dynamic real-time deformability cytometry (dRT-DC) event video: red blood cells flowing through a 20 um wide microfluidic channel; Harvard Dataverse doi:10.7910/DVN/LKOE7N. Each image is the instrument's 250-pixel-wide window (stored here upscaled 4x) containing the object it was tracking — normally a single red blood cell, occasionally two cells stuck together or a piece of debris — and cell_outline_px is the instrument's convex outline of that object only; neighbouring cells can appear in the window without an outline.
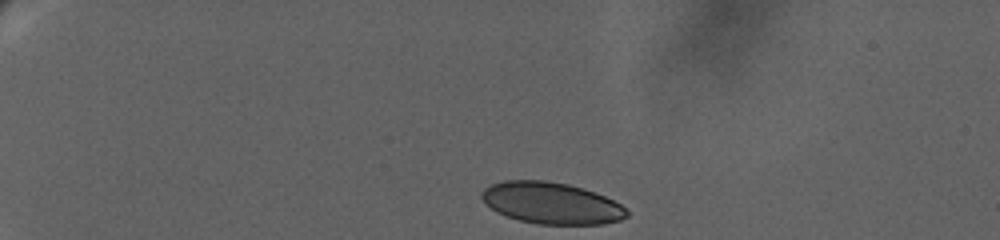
{"species": "human", "species_latin": "Homo sapiens", "temperature_condition": "warm", "stored_images_in_passage": 37, "camera_frame_rate_fps": 3000, "um_per_image_px": 0.085, "donor": {"sex": "female"}, "frame": {"image": 1, "passage_image": 1, "time_ms": 0.0, "image_size_px": [1000, 240], "cell_outline_px": [[628, 216], [620, 220], [604, 224], [536, 224], [520, 220], [496, 212], [484, 204], [480, 196], [480, 192], [484, 188], [492, 184], [504, 180], [544, 180], [568, 184], [584, 188], [596, 192], [620, 204], [628, 212]], "centroid_in_image_um": [46.83, 17.26], "position_along_channel_um": 38.2, "area_um2": 35.32}}
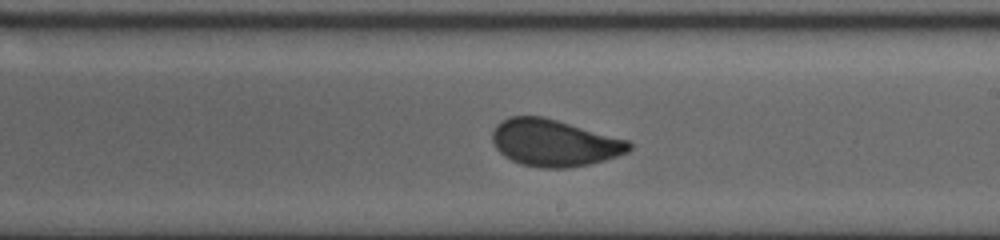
{"frame": {"image": 2, "passage_image": 20, "time_ms": 10.333, "image_size_px": [1000, 240], "cell_outline_px": [[632, 148], [628, 152], [604, 160], [588, 164], [568, 168], [540, 168], [520, 164], [504, 156], [496, 148], [492, 140], [492, 132], [496, 124], [500, 120], [508, 116], [544, 116], [628, 140], [632, 144]], "centroid_in_image_um": [47.08, 12.13], "position_along_channel_um": 241.9, "area_um2": 37.51}}
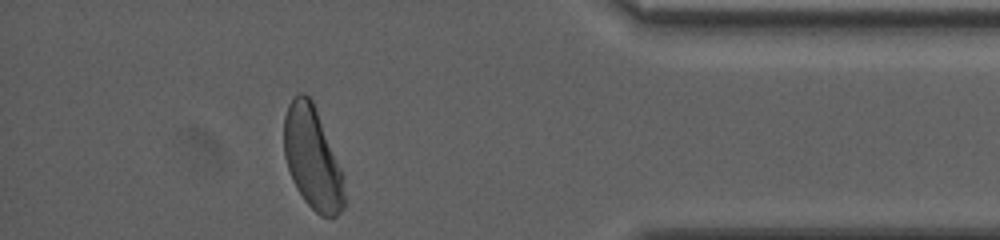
{"frame": {"image": 3, "passage_image": 34, "time_ms": 17.0, "image_size_px": [1000, 240], "cell_outline_px": [[344, 208], [336, 216], [320, 216], [304, 200], [296, 188], [292, 180], [284, 156], [284, 116], [288, 104], [292, 96], [296, 92], [304, 92], [312, 100], [344, 176]], "centroid_in_image_um": [26.54, 13.42], "position_along_channel_um": 408.7, "area_um2": 35.95}, "authors_computed_cell_mechanics": {"area_um2": 37.4544, "velocity_mm_per_s": 2.8589, "shape_relaxation_time_tau1_ms": 7.2182, "shape_relaxation_time_tau2_ms": null, "deformation_change_tau1": 0.1556, "deformation_change_tau2": null}}